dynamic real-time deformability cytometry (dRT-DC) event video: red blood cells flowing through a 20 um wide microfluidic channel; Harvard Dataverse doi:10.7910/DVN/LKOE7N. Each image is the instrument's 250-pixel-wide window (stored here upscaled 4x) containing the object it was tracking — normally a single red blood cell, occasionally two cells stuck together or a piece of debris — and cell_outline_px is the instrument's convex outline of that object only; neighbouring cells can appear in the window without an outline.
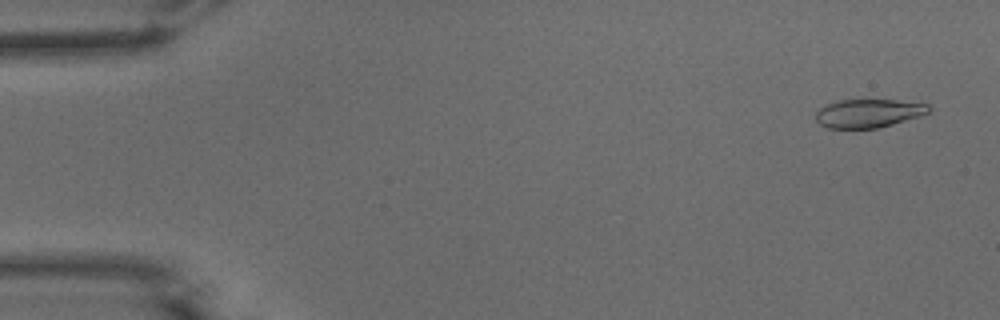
{"species": "common noctule bat (a hibernating species)", "species_latin": "Nyctalus noctula", "temperature_condition": "warm", "stored_images_in_passage": 52, "camera_frame_rate_fps": 3000, "um_per_image_px": 0.085, "animal": {"sex": "male", "body_mass_g": 15.6}, "frame": {"image": 1, "passage_image": 3, "time_ms": 0.667, "image_size_px": [1000, 320], "cell_outline_px": [[932, 108], [928, 112], [920, 116], [892, 124], [876, 128], [828, 128], [820, 124], [816, 120], [816, 112], [820, 108], [828, 104], [840, 100], [896, 100], [928, 104]], "centroid_in_image_um": [73.83, 9.63], "position_along_channel_um": 11.2, "area_um2": 18.55}}
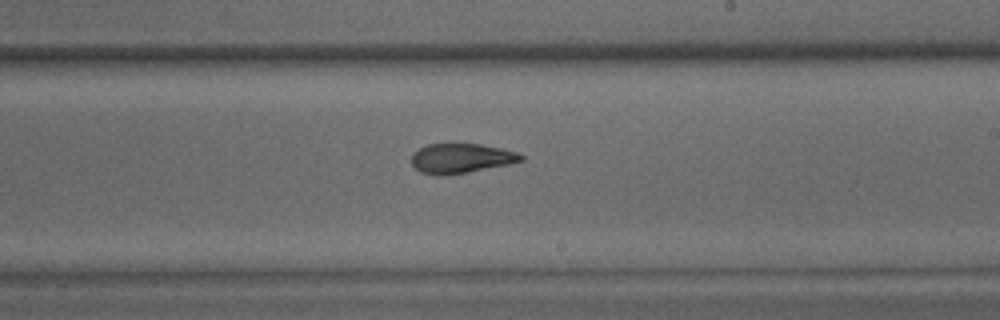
{"frame": {"image": 2, "passage_image": 31, "time_ms": 10.0, "image_size_px": [1000, 320], "cell_outline_px": [[524, 160], [508, 164], [468, 172], [436, 176], [420, 172], [412, 164], [412, 152], [428, 144], [448, 140], [456, 140], [480, 144], [500, 148], [516, 152], [524, 156]], "centroid_in_image_um": [39.14, 13.4], "position_along_channel_um": 249.9, "area_um2": 19.65}}
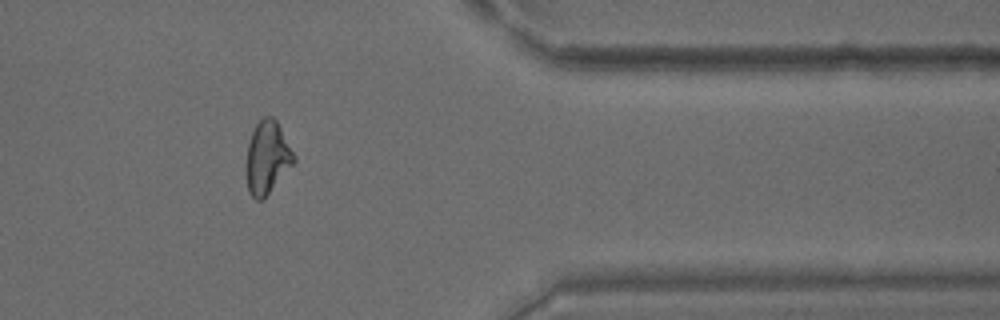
{"frame": {"image": 3, "passage_image": 43, "time_ms": 14.0, "image_size_px": [1000, 320], "cell_outline_px": [[296, 160], [264, 200], [256, 200], [248, 192], [248, 144], [252, 132], [256, 124], [264, 116], [272, 116], [276, 120], [296, 156]], "centroid_in_image_um": [22.75, 13.4], "position_along_channel_um": 388.7, "area_um2": 19.83}, "authors_computed_cell_mechanics": {"area_um2": 19.941, "velocity_mm_per_s": 3.9164, "shape_relaxation_time_tau1_ms": 8.8599, "shape_relaxation_time_tau2_ms": 2.9631, "deformation_change_tau1": 0.2326, "deformation_change_tau2": 0.0963}}